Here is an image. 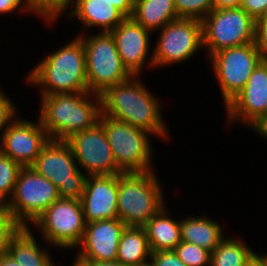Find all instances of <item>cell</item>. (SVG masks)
I'll use <instances>...</instances> for the list:
<instances>
[{"instance_id": "cell-1", "label": "cell", "mask_w": 267, "mask_h": 266, "mask_svg": "<svg viewBox=\"0 0 267 266\" xmlns=\"http://www.w3.org/2000/svg\"><path fill=\"white\" fill-rule=\"evenodd\" d=\"M137 77L131 76L106 89L100 95L101 113L150 134L165 137L168 132L160 114L159 101Z\"/></svg>"}, {"instance_id": "cell-2", "label": "cell", "mask_w": 267, "mask_h": 266, "mask_svg": "<svg viewBox=\"0 0 267 266\" xmlns=\"http://www.w3.org/2000/svg\"><path fill=\"white\" fill-rule=\"evenodd\" d=\"M90 92L56 93L42 96L39 119L49 139L67 140L71 135L93 128L101 114L100 95Z\"/></svg>"}, {"instance_id": "cell-3", "label": "cell", "mask_w": 267, "mask_h": 266, "mask_svg": "<svg viewBox=\"0 0 267 266\" xmlns=\"http://www.w3.org/2000/svg\"><path fill=\"white\" fill-rule=\"evenodd\" d=\"M27 80L42 86L41 96L89 92L82 39L77 36L71 43L49 54L31 71Z\"/></svg>"}, {"instance_id": "cell-4", "label": "cell", "mask_w": 267, "mask_h": 266, "mask_svg": "<svg viewBox=\"0 0 267 266\" xmlns=\"http://www.w3.org/2000/svg\"><path fill=\"white\" fill-rule=\"evenodd\" d=\"M153 170L118 174V218L126 226L143 227L164 205Z\"/></svg>"}, {"instance_id": "cell-5", "label": "cell", "mask_w": 267, "mask_h": 266, "mask_svg": "<svg viewBox=\"0 0 267 266\" xmlns=\"http://www.w3.org/2000/svg\"><path fill=\"white\" fill-rule=\"evenodd\" d=\"M88 91L101 95L109 87L129 79L132 75L124 67L111 32L84 38Z\"/></svg>"}, {"instance_id": "cell-6", "label": "cell", "mask_w": 267, "mask_h": 266, "mask_svg": "<svg viewBox=\"0 0 267 266\" xmlns=\"http://www.w3.org/2000/svg\"><path fill=\"white\" fill-rule=\"evenodd\" d=\"M99 123L105 130L116 165L122 173H145L152 170L149 166L152 153L149 132L102 113Z\"/></svg>"}, {"instance_id": "cell-7", "label": "cell", "mask_w": 267, "mask_h": 266, "mask_svg": "<svg viewBox=\"0 0 267 266\" xmlns=\"http://www.w3.org/2000/svg\"><path fill=\"white\" fill-rule=\"evenodd\" d=\"M74 159L65 140L49 139L31 167L53 182L60 198L81 200L87 176L80 172Z\"/></svg>"}, {"instance_id": "cell-8", "label": "cell", "mask_w": 267, "mask_h": 266, "mask_svg": "<svg viewBox=\"0 0 267 266\" xmlns=\"http://www.w3.org/2000/svg\"><path fill=\"white\" fill-rule=\"evenodd\" d=\"M59 198L58 188L52 181L40 175L31 166L22 167L12 198L4 206L21 227H29L27 221L34 223Z\"/></svg>"}, {"instance_id": "cell-9", "label": "cell", "mask_w": 267, "mask_h": 266, "mask_svg": "<svg viewBox=\"0 0 267 266\" xmlns=\"http://www.w3.org/2000/svg\"><path fill=\"white\" fill-rule=\"evenodd\" d=\"M201 22L203 46L210 56L255 40V20L241 7L213 9Z\"/></svg>"}, {"instance_id": "cell-10", "label": "cell", "mask_w": 267, "mask_h": 266, "mask_svg": "<svg viewBox=\"0 0 267 266\" xmlns=\"http://www.w3.org/2000/svg\"><path fill=\"white\" fill-rule=\"evenodd\" d=\"M33 224L41 229L47 243L72 248L80 245L87 223L81 200L59 198Z\"/></svg>"}, {"instance_id": "cell-11", "label": "cell", "mask_w": 267, "mask_h": 266, "mask_svg": "<svg viewBox=\"0 0 267 266\" xmlns=\"http://www.w3.org/2000/svg\"><path fill=\"white\" fill-rule=\"evenodd\" d=\"M210 58L225 106L244 88L263 60L254 42L219 50Z\"/></svg>"}, {"instance_id": "cell-12", "label": "cell", "mask_w": 267, "mask_h": 266, "mask_svg": "<svg viewBox=\"0 0 267 266\" xmlns=\"http://www.w3.org/2000/svg\"><path fill=\"white\" fill-rule=\"evenodd\" d=\"M203 47L202 22L193 18H178L166 24L149 59L154 67L186 61Z\"/></svg>"}, {"instance_id": "cell-13", "label": "cell", "mask_w": 267, "mask_h": 266, "mask_svg": "<svg viewBox=\"0 0 267 266\" xmlns=\"http://www.w3.org/2000/svg\"><path fill=\"white\" fill-rule=\"evenodd\" d=\"M75 160L89 175L122 174L116 165L105 130L100 123L93 128L77 132L65 140Z\"/></svg>"}, {"instance_id": "cell-14", "label": "cell", "mask_w": 267, "mask_h": 266, "mask_svg": "<svg viewBox=\"0 0 267 266\" xmlns=\"http://www.w3.org/2000/svg\"><path fill=\"white\" fill-rule=\"evenodd\" d=\"M0 151L16 161L21 167H30L49 141L41 121L32 123L14 118L3 130Z\"/></svg>"}, {"instance_id": "cell-15", "label": "cell", "mask_w": 267, "mask_h": 266, "mask_svg": "<svg viewBox=\"0 0 267 266\" xmlns=\"http://www.w3.org/2000/svg\"><path fill=\"white\" fill-rule=\"evenodd\" d=\"M225 107L231 122L241 119L249 127L267 114V60L257 65L244 88Z\"/></svg>"}, {"instance_id": "cell-16", "label": "cell", "mask_w": 267, "mask_h": 266, "mask_svg": "<svg viewBox=\"0 0 267 266\" xmlns=\"http://www.w3.org/2000/svg\"><path fill=\"white\" fill-rule=\"evenodd\" d=\"M125 227L119 218L87 223L76 260L115 261Z\"/></svg>"}, {"instance_id": "cell-17", "label": "cell", "mask_w": 267, "mask_h": 266, "mask_svg": "<svg viewBox=\"0 0 267 266\" xmlns=\"http://www.w3.org/2000/svg\"><path fill=\"white\" fill-rule=\"evenodd\" d=\"M118 174L89 175L81 199L86 223L118 218Z\"/></svg>"}, {"instance_id": "cell-18", "label": "cell", "mask_w": 267, "mask_h": 266, "mask_svg": "<svg viewBox=\"0 0 267 266\" xmlns=\"http://www.w3.org/2000/svg\"><path fill=\"white\" fill-rule=\"evenodd\" d=\"M149 32L132 17H126L111 31L122 63L132 76H138L147 61Z\"/></svg>"}, {"instance_id": "cell-19", "label": "cell", "mask_w": 267, "mask_h": 266, "mask_svg": "<svg viewBox=\"0 0 267 266\" xmlns=\"http://www.w3.org/2000/svg\"><path fill=\"white\" fill-rule=\"evenodd\" d=\"M70 16H77L85 26H97L100 32H111L126 17L110 2L76 0ZM101 27V28H100Z\"/></svg>"}, {"instance_id": "cell-20", "label": "cell", "mask_w": 267, "mask_h": 266, "mask_svg": "<svg viewBox=\"0 0 267 266\" xmlns=\"http://www.w3.org/2000/svg\"><path fill=\"white\" fill-rule=\"evenodd\" d=\"M165 206L143 226L151 252L174 250L181 243L180 221L171 219Z\"/></svg>"}, {"instance_id": "cell-21", "label": "cell", "mask_w": 267, "mask_h": 266, "mask_svg": "<svg viewBox=\"0 0 267 266\" xmlns=\"http://www.w3.org/2000/svg\"><path fill=\"white\" fill-rule=\"evenodd\" d=\"M220 224L206 217H189L180 221L181 241L212 252L225 238Z\"/></svg>"}, {"instance_id": "cell-22", "label": "cell", "mask_w": 267, "mask_h": 266, "mask_svg": "<svg viewBox=\"0 0 267 266\" xmlns=\"http://www.w3.org/2000/svg\"><path fill=\"white\" fill-rule=\"evenodd\" d=\"M7 253L21 266H55L47 251L38 248L29 227H21L11 238Z\"/></svg>"}, {"instance_id": "cell-23", "label": "cell", "mask_w": 267, "mask_h": 266, "mask_svg": "<svg viewBox=\"0 0 267 266\" xmlns=\"http://www.w3.org/2000/svg\"><path fill=\"white\" fill-rule=\"evenodd\" d=\"M131 17L150 32L178 19L174 0H134Z\"/></svg>"}, {"instance_id": "cell-24", "label": "cell", "mask_w": 267, "mask_h": 266, "mask_svg": "<svg viewBox=\"0 0 267 266\" xmlns=\"http://www.w3.org/2000/svg\"><path fill=\"white\" fill-rule=\"evenodd\" d=\"M151 254L144 227L126 226L120 238L116 260L126 266H137L147 262Z\"/></svg>"}, {"instance_id": "cell-25", "label": "cell", "mask_w": 267, "mask_h": 266, "mask_svg": "<svg viewBox=\"0 0 267 266\" xmlns=\"http://www.w3.org/2000/svg\"><path fill=\"white\" fill-rule=\"evenodd\" d=\"M256 255L243 241L224 238L211 252L210 266H246Z\"/></svg>"}, {"instance_id": "cell-26", "label": "cell", "mask_w": 267, "mask_h": 266, "mask_svg": "<svg viewBox=\"0 0 267 266\" xmlns=\"http://www.w3.org/2000/svg\"><path fill=\"white\" fill-rule=\"evenodd\" d=\"M21 168L16 161L0 151V205L4 206L8 202V195L12 198Z\"/></svg>"}, {"instance_id": "cell-27", "label": "cell", "mask_w": 267, "mask_h": 266, "mask_svg": "<svg viewBox=\"0 0 267 266\" xmlns=\"http://www.w3.org/2000/svg\"><path fill=\"white\" fill-rule=\"evenodd\" d=\"M178 18L203 20L213 9V0H174Z\"/></svg>"}, {"instance_id": "cell-28", "label": "cell", "mask_w": 267, "mask_h": 266, "mask_svg": "<svg viewBox=\"0 0 267 266\" xmlns=\"http://www.w3.org/2000/svg\"><path fill=\"white\" fill-rule=\"evenodd\" d=\"M174 252L187 266H210L211 252L195 244L181 241Z\"/></svg>"}, {"instance_id": "cell-29", "label": "cell", "mask_w": 267, "mask_h": 266, "mask_svg": "<svg viewBox=\"0 0 267 266\" xmlns=\"http://www.w3.org/2000/svg\"><path fill=\"white\" fill-rule=\"evenodd\" d=\"M71 3L75 4L76 0H35L31 5L34 13L52 22L57 20V17L72 5Z\"/></svg>"}, {"instance_id": "cell-30", "label": "cell", "mask_w": 267, "mask_h": 266, "mask_svg": "<svg viewBox=\"0 0 267 266\" xmlns=\"http://www.w3.org/2000/svg\"><path fill=\"white\" fill-rule=\"evenodd\" d=\"M20 228L21 226L6 211L5 206L0 205V257L7 253L11 238Z\"/></svg>"}, {"instance_id": "cell-31", "label": "cell", "mask_w": 267, "mask_h": 266, "mask_svg": "<svg viewBox=\"0 0 267 266\" xmlns=\"http://www.w3.org/2000/svg\"><path fill=\"white\" fill-rule=\"evenodd\" d=\"M254 43L262 59L267 60V13L255 21Z\"/></svg>"}, {"instance_id": "cell-32", "label": "cell", "mask_w": 267, "mask_h": 266, "mask_svg": "<svg viewBox=\"0 0 267 266\" xmlns=\"http://www.w3.org/2000/svg\"><path fill=\"white\" fill-rule=\"evenodd\" d=\"M150 258L155 266H187L178 258L174 250L152 252Z\"/></svg>"}, {"instance_id": "cell-33", "label": "cell", "mask_w": 267, "mask_h": 266, "mask_svg": "<svg viewBox=\"0 0 267 266\" xmlns=\"http://www.w3.org/2000/svg\"><path fill=\"white\" fill-rule=\"evenodd\" d=\"M15 106L13 103L0 91V130L8 127L11 120L16 117Z\"/></svg>"}, {"instance_id": "cell-34", "label": "cell", "mask_w": 267, "mask_h": 266, "mask_svg": "<svg viewBox=\"0 0 267 266\" xmlns=\"http://www.w3.org/2000/svg\"><path fill=\"white\" fill-rule=\"evenodd\" d=\"M240 7L256 21L267 13V0H242Z\"/></svg>"}, {"instance_id": "cell-35", "label": "cell", "mask_w": 267, "mask_h": 266, "mask_svg": "<svg viewBox=\"0 0 267 266\" xmlns=\"http://www.w3.org/2000/svg\"><path fill=\"white\" fill-rule=\"evenodd\" d=\"M110 2L115 6L125 17H131L134 10V0H99Z\"/></svg>"}, {"instance_id": "cell-36", "label": "cell", "mask_w": 267, "mask_h": 266, "mask_svg": "<svg viewBox=\"0 0 267 266\" xmlns=\"http://www.w3.org/2000/svg\"><path fill=\"white\" fill-rule=\"evenodd\" d=\"M81 266H126L118 260L98 261V260H76Z\"/></svg>"}, {"instance_id": "cell-37", "label": "cell", "mask_w": 267, "mask_h": 266, "mask_svg": "<svg viewBox=\"0 0 267 266\" xmlns=\"http://www.w3.org/2000/svg\"><path fill=\"white\" fill-rule=\"evenodd\" d=\"M22 0H0V14H6L18 9L21 6Z\"/></svg>"}, {"instance_id": "cell-38", "label": "cell", "mask_w": 267, "mask_h": 266, "mask_svg": "<svg viewBox=\"0 0 267 266\" xmlns=\"http://www.w3.org/2000/svg\"><path fill=\"white\" fill-rule=\"evenodd\" d=\"M242 0H213L214 9L237 8Z\"/></svg>"}, {"instance_id": "cell-39", "label": "cell", "mask_w": 267, "mask_h": 266, "mask_svg": "<svg viewBox=\"0 0 267 266\" xmlns=\"http://www.w3.org/2000/svg\"><path fill=\"white\" fill-rule=\"evenodd\" d=\"M259 135L267 137V114L252 127Z\"/></svg>"}, {"instance_id": "cell-40", "label": "cell", "mask_w": 267, "mask_h": 266, "mask_svg": "<svg viewBox=\"0 0 267 266\" xmlns=\"http://www.w3.org/2000/svg\"><path fill=\"white\" fill-rule=\"evenodd\" d=\"M246 266H267V258L257 254Z\"/></svg>"}, {"instance_id": "cell-41", "label": "cell", "mask_w": 267, "mask_h": 266, "mask_svg": "<svg viewBox=\"0 0 267 266\" xmlns=\"http://www.w3.org/2000/svg\"><path fill=\"white\" fill-rule=\"evenodd\" d=\"M0 266H21L17 262H15L12 257L6 253L5 255L0 257Z\"/></svg>"}, {"instance_id": "cell-42", "label": "cell", "mask_w": 267, "mask_h": 266, "mask_svg": "<svg viewBox=\"0 0 267 266\" xmlns=\"http://www.w3.org/2000/svg\"><path fill=\"white\" fill-rule=\"evenodd\" d=\"M35 0H25L24 1V3H25V5H23L24 7H22V8H19V9H21V10H23V11H25L26 10V12L29 10L30 12H33V10H32V3L34 2Z\"/></svg>"}, {"instance_id": "cell-43", "label": "cell", "mask_w": 267, "mask_h": 266, "mask_svg": "<svg viewBox=\"0 0 267 266\" xmlns=\"http://www.w3.org/2000/svg\"><path fill=\"white\" fill-rule=\"evenodd\" d=\"M137 266H155L154 264H153V262L152 261H150V262H145V263H142V264H138Z\"/></svg>"}, {"instance_id": "cell-44", "label": "cell", "mask_w": 267, "mask_h": 266, "mask_svg": "<svg viewBox=\"0 0 267 266\" xmlns=\"http://www.w3.org/2000/svg\"><path fill=\"white\" fill-rule=\"evenodd\" d=\"M73 266H81V265L75 260V263L73 264Z\"/></svg>"}]
</instances>
